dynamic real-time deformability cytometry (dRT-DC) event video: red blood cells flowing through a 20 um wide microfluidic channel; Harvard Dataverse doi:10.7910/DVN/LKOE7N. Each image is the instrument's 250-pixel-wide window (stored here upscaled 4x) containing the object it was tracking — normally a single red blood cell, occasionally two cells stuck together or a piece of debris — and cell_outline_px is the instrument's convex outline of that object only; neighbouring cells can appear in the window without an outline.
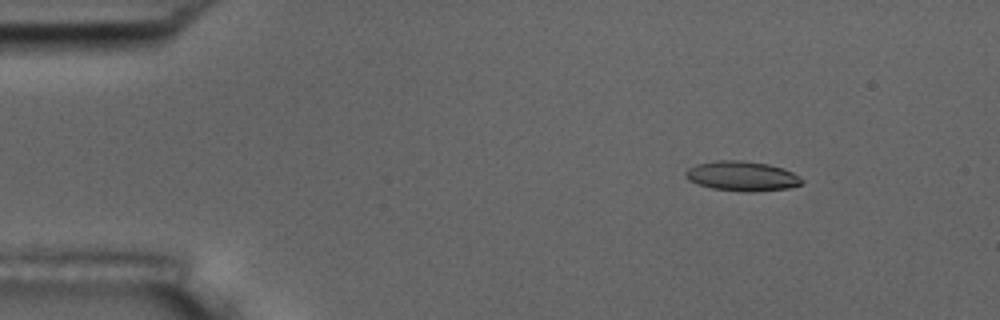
{"species": "common noctule bat (a hibernating species)", "species_latin": "Nyctalus noctula", "temperature_condition": "room temperature", "stored_images_in_passage": 7, "camera_frame_rate_fps": 3000, "um_per_image_px": 0.085, "animal": {"sex": "male", "body_mass_g": 17.5, "forearm_length_mm": 52.3}, "frame": {"image": 1, "passage_image": 3, "time_ms": 2.333, "image_size_px": [1000, 320], "cell_outline_px": [[804, 180], [800, 184], [788, 188], [756, 192], [744, 192], [712, 188], [688, 180], [684, 176], [684, 172], [688, 168], [696, 164], [716, 160], [740, 160], [768, 164], [792, 172], [800, 176]], "centroid_in_image_um": [63.05, 14.97], "position_along_channel_um": 22.0, "area_um2": 20.17}}
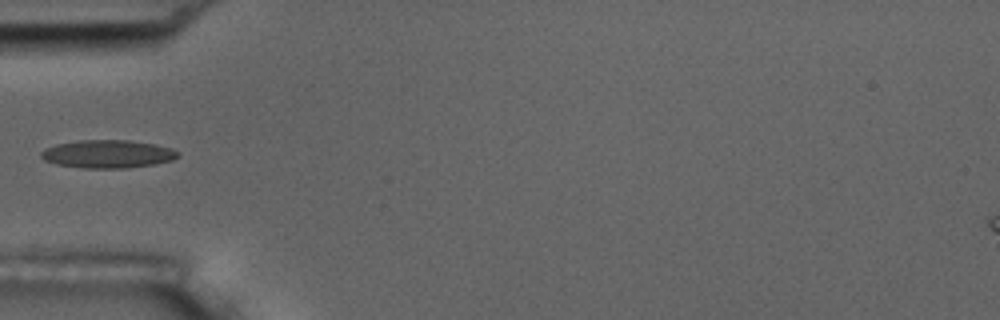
{"frame": {"image": 2, "passage_image": 6, "time_ms": 6.0, "image_size_px": [1000, 320], "cell_outline_px": [[180, 156], [172, 160], [156, 164], [124, 168], [84, 168], [56, 164], [44, 160], [40, 156], [40, 152], [44, 148], [56, 144], [80, 140], [128, 140], [156, 144], [172, 148], [180, 152]], "centroid_in_image_um": [9.17, 13.08], "position_along_channel_um": 75.8, "area_um2": 22.54}}